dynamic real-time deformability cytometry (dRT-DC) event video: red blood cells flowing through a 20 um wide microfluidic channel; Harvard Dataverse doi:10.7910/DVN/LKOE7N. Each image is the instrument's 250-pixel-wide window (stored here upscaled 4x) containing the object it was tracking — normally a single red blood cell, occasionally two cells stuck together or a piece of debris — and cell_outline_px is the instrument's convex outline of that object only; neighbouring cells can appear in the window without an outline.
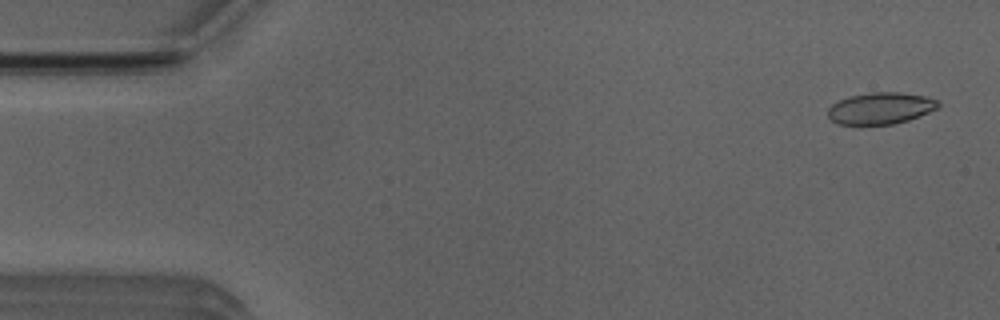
{"species": "Egyptian fruit bat (a non-hibernating species)", "species_latin": "Rousettus aegyptiacus", "temperature_condition": "room temperature", "stored_images_in_passage": 51, "camera_frame_rate_fps": 3000, "um_per_image_px": 0.085, "animal": {"sex": "male"}, "frame": {"image": 1, "passage_image": 2, "time_ms": 0.333, "image_size_px": [1000, 320], "cell_outline_px": [[940, 108], [908, 120], [892, 124], [860, 128], [836, 124], [828, 116], [828, 108], [832, 104], [840, 100], [852, 96], [872, 92], [900, 92], [924, 96], [940, 100]], "centroid_in_image_um": [74.83, 9.25], "position_along_channel_um": 10.2, "area_um2": 21.1}}
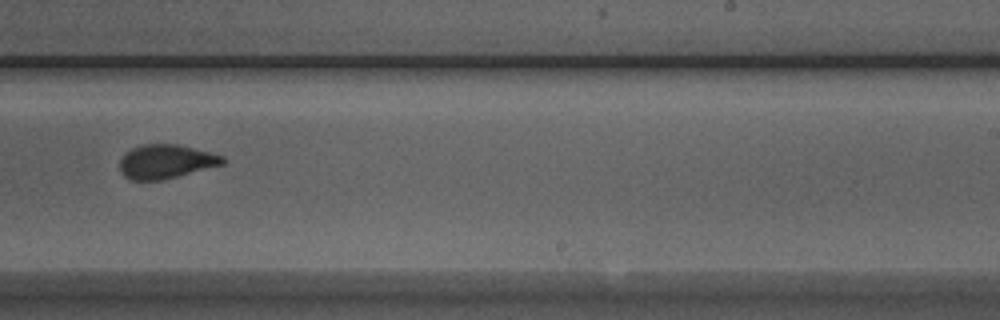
{"frame": {"image": 2, "passage_image": 31, "time_ms": 10.0, "image_size_px": [1000, 320], "cell_outline_px": [[224, 164], [164, 180], [132, 180], [124, 176], [120, 172], [120, 160], [124, 152], [132, 148], [144, 144], [176, 144], [224, 156]], "centroid_in_image_um": [14.06, 13.74], "position_along_channel_um": 274.9, "area_um2": 20.35}}
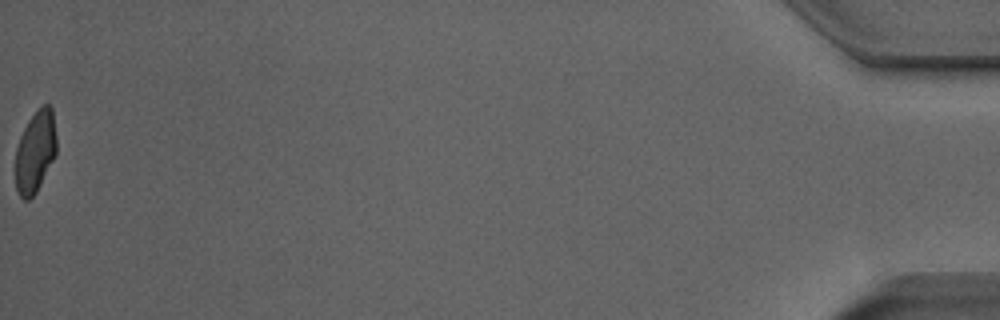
{"frame": {"image": 3, "passage_image": 51, "time_ms": 16.667, "image_size_px": [1000, 320], "cell_outline_px": [[56, 156], [36, 192], [28, 200], [24, 200], [20, 196], [16, 188], [16, 148], [20, 136], [28, 120], [44, 104], [48, 104], [52, 108], [56, 136]], "centroid_in_image_um": [3.01, 12.9], "position_along_channel_um": 432.2, "area_um2": 19.48}, "authors_computed_cell_mechanics": {"area_um2": 20.7502, "velocity_mm_per_s": 4.0028, "shape_relaxation_time_tau1_ms": 5.3735, "shape_relaxation_time_tau2_ms": 1.0631, "deformation_change_tau1": 0.1668, "deformation_change_tau2": 0.075}}